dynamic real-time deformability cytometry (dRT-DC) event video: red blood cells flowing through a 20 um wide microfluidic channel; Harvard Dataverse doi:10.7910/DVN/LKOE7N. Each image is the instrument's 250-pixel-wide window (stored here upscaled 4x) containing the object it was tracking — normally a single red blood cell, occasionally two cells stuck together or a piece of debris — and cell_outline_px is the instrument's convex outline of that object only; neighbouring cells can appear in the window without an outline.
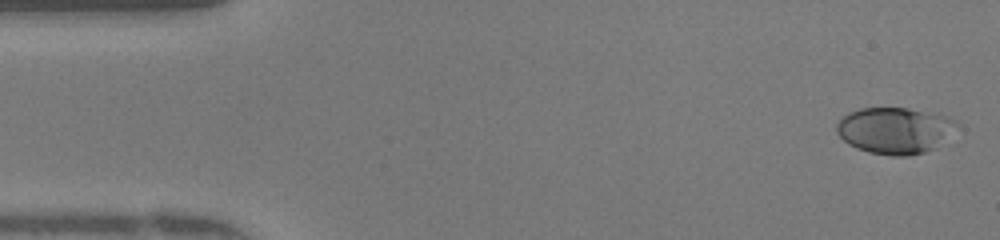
{"species": "human", "species_latin": "Homo sapiens", "temperature_condition": "warm", "stored_images_in_passage": 47, "camera_frame_rate_fps": 3000, "um_per_image_px": 0.085, "donor": {"sex": "female"}, "frame": {"image": 1, "passage_image": 1, "time_ms": 0.0, "image_size_px": [1000, 240], "cell_outline_px": [[960, 124], [936, 148], [924, 152], [908, 156], [892, 156], [868, 152], [856, 148], [848, 144], [836, 132], [836, 124], [848, 112], [860, 108], [908, 108], [948, 116], [956, 120]], "centroid_in_image_um": [76.06, 11.09], "position_along_channel_um": 8.9, "area_um2": 32.6}}
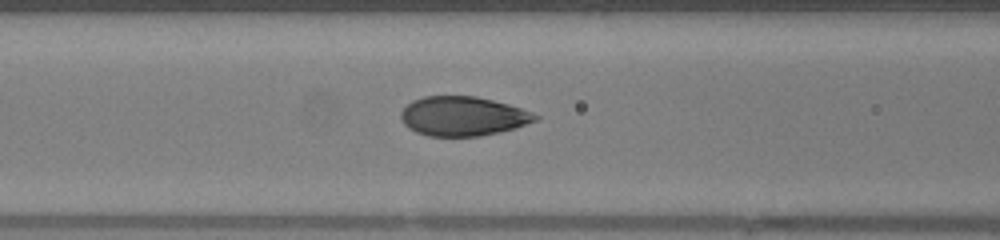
{"frame": {"image": 2, "passage_image": 18, "time_ms": 5.667, "image_size_px": [1000, 240], "cell_outline_px": [[540, 116], [536, 120], [500, 132], [480, 136], [428, 136], [416, 132], [408, 128], [404, 124], [400, 116], [400, 112], [412, 100], [424, 96], [476, 96], [508, 104], [532, 112]], "centroid_in_image_um": [39.31, 9.87], "position_along_channel_um": 127.3, "area_um2": 30.69}}
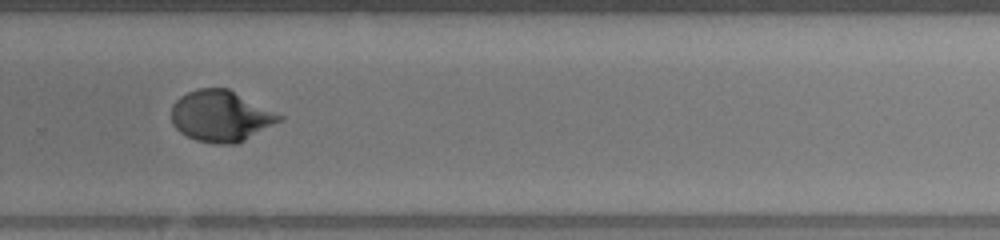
{"frame": {"image": 3, "passage_image": 31, "time_ms": 10.0, "image_size_px": [1000, 240], "cell_outline_px": [[284, 120], [236, 144], [216, 144], [196, 140], [180, 132], [172, 124], [172, 104], [180, 96], [188, 92], [200, 88], [228, 88], [284, 116]], "centroid_in_image_um": [18.78, 9.87], "position_along_channel_um": 311.0, "area_um2": 32.14}, "authors_computed_cell_mechanics": {"area_um2": 31.212, "velocity_mm_per_s": 4.2484, "shape_relaxation_time_tau1_ms": 5.834, "shape_relaxation_time_tau2_ms": null, "deformation_change_tau1": 0.2421, "deformation_change_tau2": null}}